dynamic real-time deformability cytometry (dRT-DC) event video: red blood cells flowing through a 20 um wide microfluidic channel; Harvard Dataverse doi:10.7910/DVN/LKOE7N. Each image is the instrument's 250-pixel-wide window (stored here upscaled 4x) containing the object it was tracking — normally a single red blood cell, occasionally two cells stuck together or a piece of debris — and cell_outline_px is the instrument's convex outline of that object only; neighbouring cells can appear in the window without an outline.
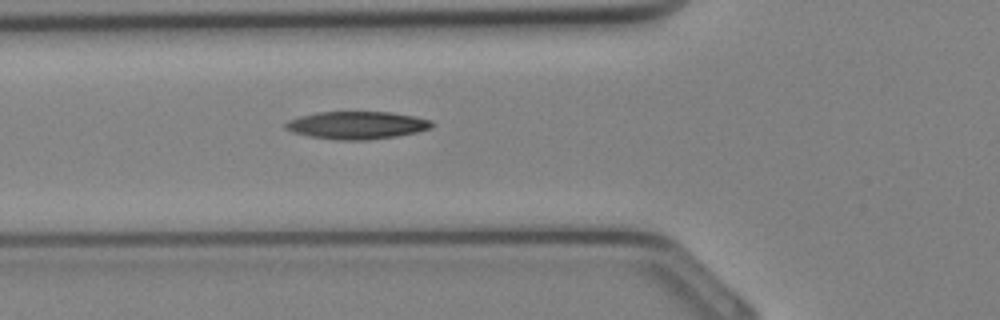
{"species": "Egyptian fruit bat (a non-hibernating species)", "species_latin": "Rousettus aegyptiacus", "temperature_condition": "cold", "stored_images_in_passage": 27, "camera_frame_rate_fps": 3000, "um_per_image_px": 0.085, "animal": {"sex": "female"}, "frame": {"image": 1, "passage_image": 8, "time_ms": 2.333, "image_size_px": [1000, 320], "cell_outline_px": [[432, 128], [416, 132], [396, 136], [368, 140], [332, 140], [308, 136], [292, 132], [284, 128], [284, 124], [288, 120], [300, 116], [320, 112], [392, 112], [432, 120]], "centroid_in_image_um": [30.3, 10.65], "position_along_channel_um": 95.5, "area_um2": 23.64}}
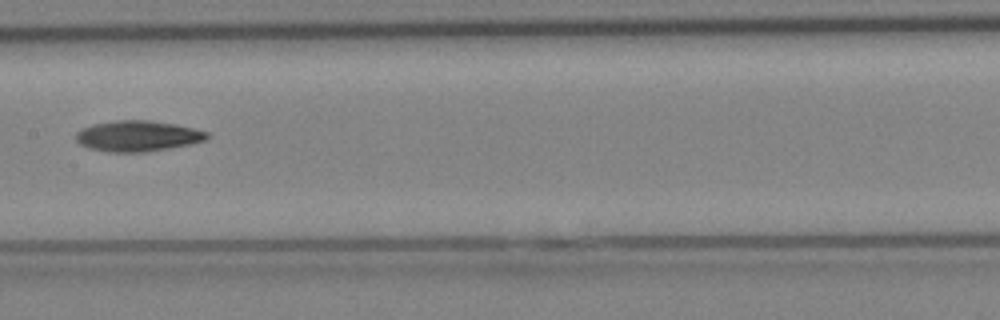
{"frame": {"image": 2, "passage_image": 13, "time_ms": 4.0, "image_size_px": [1000, 320], "cell_outline_px": [[208, 136], [204, 140], [188, 144], [168, 148], [144, 152], [108, 152], [88, 148], [80, 144], [76, 140], [76, 132], [92, 124], [116, 120], [148, 120], [172, 124], [192, 128], [208, 132]], "centroid_in_image_um": [11.64, 11.56], "position_along_channel_um": 195.8, "area_um2": 23.18}}
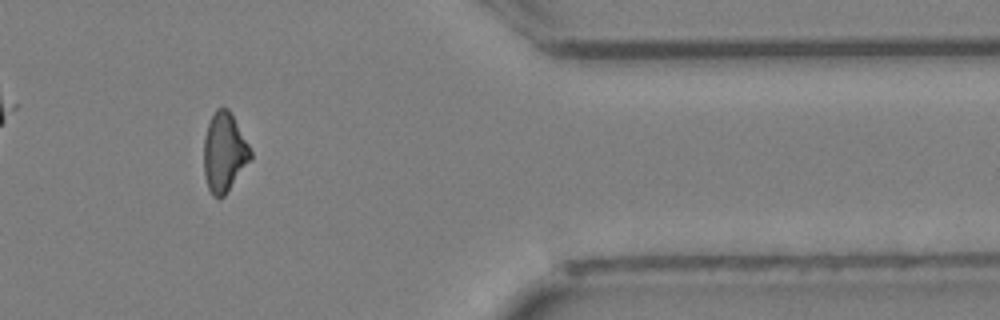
{"frame": {"image": 3, "passage_image": 24, "time_ms": 7.667, "image_size_px": [1000, 320], "cell_outline_px": [[252, 156], [224, 196], [212, 196], [208, 188], [204, 172], [204, 136], [208, 124], [216, 108], [228, 108], [248, 144], [252, 152]], "centroid_in_image_um": [19.04, 12.94], "position_along_channel_um": 392.4, "area_um2": 21.04}}